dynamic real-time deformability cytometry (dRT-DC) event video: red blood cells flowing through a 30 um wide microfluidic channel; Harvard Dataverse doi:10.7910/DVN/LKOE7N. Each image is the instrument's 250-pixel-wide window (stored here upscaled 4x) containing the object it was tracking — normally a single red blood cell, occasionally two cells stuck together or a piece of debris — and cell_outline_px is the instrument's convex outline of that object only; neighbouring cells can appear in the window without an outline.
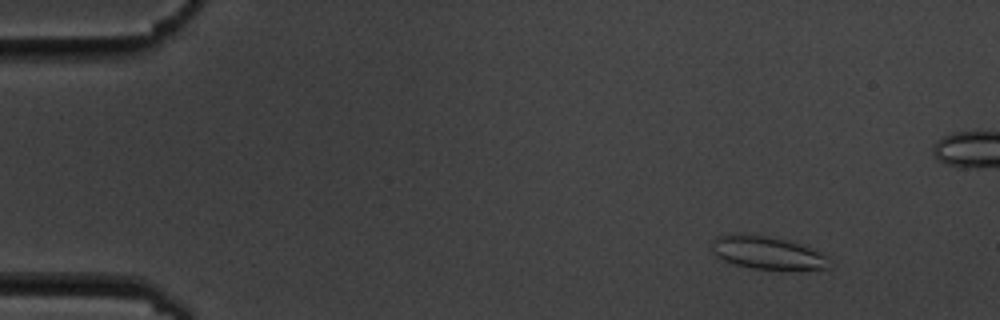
{"species": "common noctule bat (a hibernating species)", "species_latin": "Nyctalus noctula", "temperature_condition": "cold", "stored_images_in_passage": 6, "camera_frame_rate_fps": 3000, "um_per_image_px": 0.085, "animal": {"sex": "male", "body_mass_g": 19.5, "forearm_length_mm": 54.6}, "frame": {"image": 1, "passage_image": 2, "time_ms": 1.333, "image_size_px": [1000, 320], "cell_outline_px": [[828, 268], [752, 268], [736, 264], [724, 260], [716, 256], [712, 252], [712, 240], [716, 236], [736, 232], [740, 232], [768, 236], [788, 240], [820, 252], [828, 256]], "centroid_in_image_um": [65.12, 21.43], "position_along_channel_um": 19.9, "area_um2": 22.2}}